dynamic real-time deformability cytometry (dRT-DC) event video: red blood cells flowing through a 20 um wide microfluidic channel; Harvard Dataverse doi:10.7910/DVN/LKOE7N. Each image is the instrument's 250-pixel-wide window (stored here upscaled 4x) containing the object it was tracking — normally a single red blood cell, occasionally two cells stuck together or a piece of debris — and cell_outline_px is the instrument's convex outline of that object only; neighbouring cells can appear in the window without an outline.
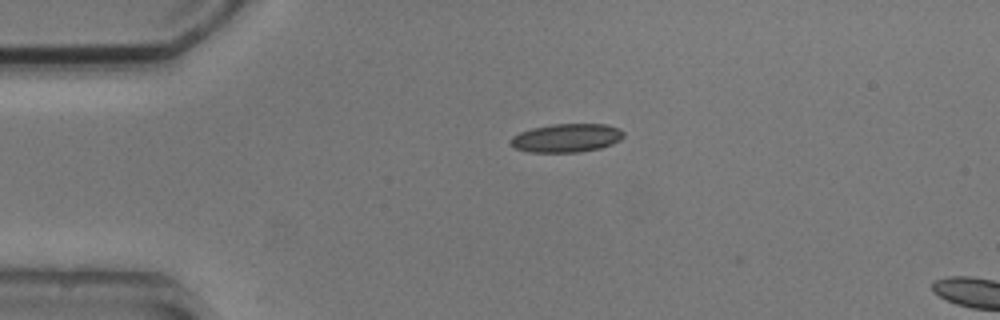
{"species": "common noctule bat (a hibernating species)", "species_latin": "Nyctalus noctula", "temperature_condition": "cold", "stored_images_in_passage": 2, "camera_frame_rate_fps": 3000, "um_per_image_px": 0.085, "animal": {"sex": "male", "body_mass_g": 20.5, "forearm_length_mm": 52.5}, "frame": {"image": 1, "passage_image": 1, "time_ms": 0.0, "image_size_px": [1000, 320], "cell_outline_px": [[624, 136], [620, 140], [612, 144], [600, 148], [580, 152], [528, 152], [516, 148], [508, 144], [512, 136], [520, 132], [532, 128], [552, 124], [608, 124], [620, 128], [624, 132]], "centroid_in_image_um": [48.16, 11.72], "position_along_channel_um": 36.8, "area_um2": 18.96}}